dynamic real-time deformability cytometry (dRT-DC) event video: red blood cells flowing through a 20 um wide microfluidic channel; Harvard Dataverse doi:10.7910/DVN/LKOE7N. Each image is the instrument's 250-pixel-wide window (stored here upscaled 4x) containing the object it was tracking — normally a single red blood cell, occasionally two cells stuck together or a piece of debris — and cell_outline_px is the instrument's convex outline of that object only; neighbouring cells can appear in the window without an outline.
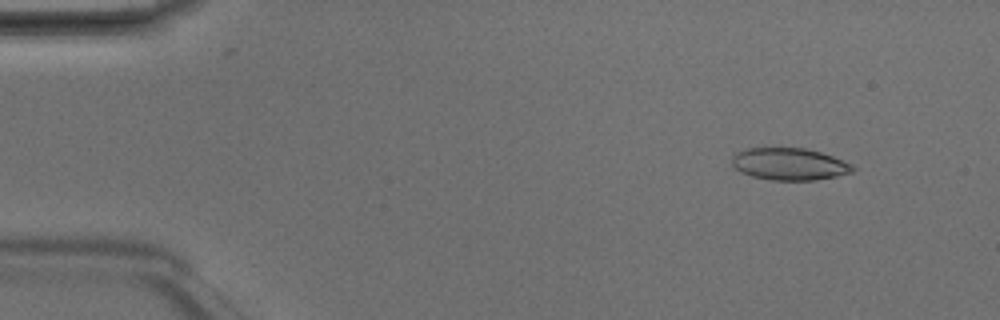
{"species": "Egyptian fruit bat (a non-hibernating species)", "species_latin": "Rousettus aegyptiacus", "temperature_condition": "room temperature", "stored_images_in_passage": 4, "camera_frame_rate_fps": 3000, "um_per_image_px": 0.085, "animal": {"sex": "male"}, "frame": {"image": 1, "passage_image": 2, "time_ms": 0.333, "image_size_px": [1000, 320], "cell_outline_px": [[856, 168], [852, 172], [836, 176], [816, 180], [772, 180], [752, 176], [740, 172], [732, 164], [732, 156], [736, 152], [748, 148], [804, 148], [820, 152], [832, 156], [852, 164]], "centroid_in_image_um": [67.09, 13.95], "position_along_channel_um": 17.9, "area_um2": 22.54}}